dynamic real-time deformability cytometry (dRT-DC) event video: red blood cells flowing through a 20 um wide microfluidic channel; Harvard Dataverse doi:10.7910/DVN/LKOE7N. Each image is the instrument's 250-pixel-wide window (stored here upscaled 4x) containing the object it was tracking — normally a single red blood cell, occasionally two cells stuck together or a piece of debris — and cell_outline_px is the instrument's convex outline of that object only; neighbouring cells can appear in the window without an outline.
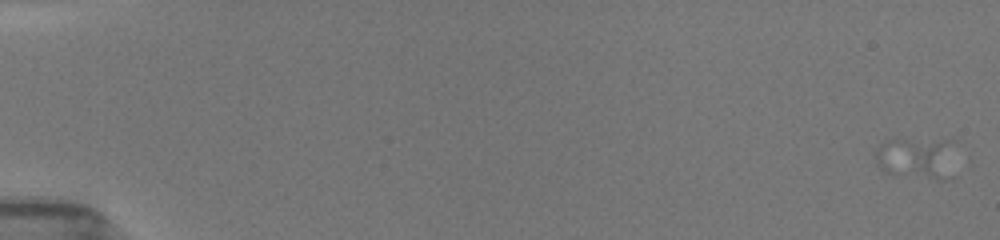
{"species": "common noctule bat (a hibernating species)", "species_latin": "Nyctalus noctula", "temperature_condition": "room temperature", "stored_images_in_passage": 4, "camera_frame_rate_fps": 3000, "um_per_image_px": 0.085, "animal": {"sex": "female", "body_mass_g": 19.5, "forearm_length_mm": 54.1}, "frame": {"image": 1, "passage_image": 4, "time_ms": 1.0, "image_size_px": [1000, 240], "cell_outline_px": [[952, 140], [948, 176], [944, 180], [936, 180], [912, 168], [900, 140]], "centroid_in_image_um": [78.99, 13.33], "position_along_channel_um": 6.0, "area_um2": 11.04}}